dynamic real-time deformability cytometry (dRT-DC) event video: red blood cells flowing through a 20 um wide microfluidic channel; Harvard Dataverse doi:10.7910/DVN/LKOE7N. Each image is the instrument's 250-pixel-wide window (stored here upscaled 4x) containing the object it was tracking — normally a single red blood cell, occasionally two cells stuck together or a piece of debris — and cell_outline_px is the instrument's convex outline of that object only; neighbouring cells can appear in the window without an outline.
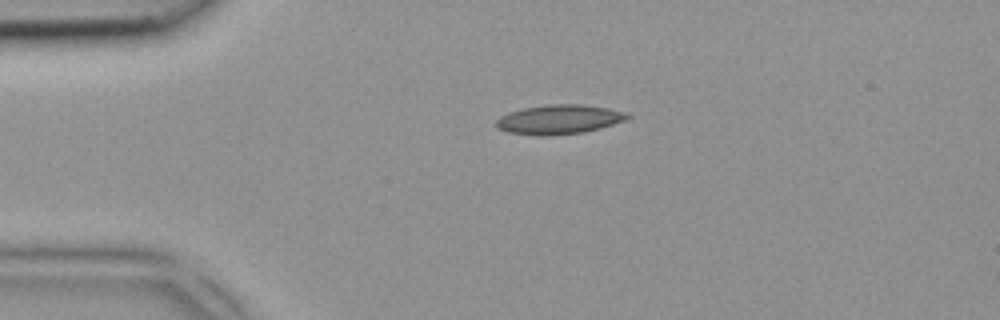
{"species": "common noctule bat (a hibernating species)", "species_latin": "Nyctalus noctula", "temperature_condition": "room temperature", "stored_images_in_passage": 3, "camera_frame_rate_fps": 3000, "um_per_image_px": 0.085, "animal": {"sex": "female", "body_mass_g": 18.4}, "frame": {"image": 1, "passage_image": 1, "time_ms": 0.0, "image_size_px": [1000, 320], "cell_outline_px": [[632, 116], [628, 120], [600, 128], [584, 132], [544, 136], [540, 136], [508, 132], [496, 128], [496, 120], [500, 116], [508, 112], [524, 108], [548, 104], [584, 104], [608, 108], [624, 112]], "centroid_in_image_um": [47.53, 10.15], "position_along_channel_um": 37.5, "area_um2": 22.6}}